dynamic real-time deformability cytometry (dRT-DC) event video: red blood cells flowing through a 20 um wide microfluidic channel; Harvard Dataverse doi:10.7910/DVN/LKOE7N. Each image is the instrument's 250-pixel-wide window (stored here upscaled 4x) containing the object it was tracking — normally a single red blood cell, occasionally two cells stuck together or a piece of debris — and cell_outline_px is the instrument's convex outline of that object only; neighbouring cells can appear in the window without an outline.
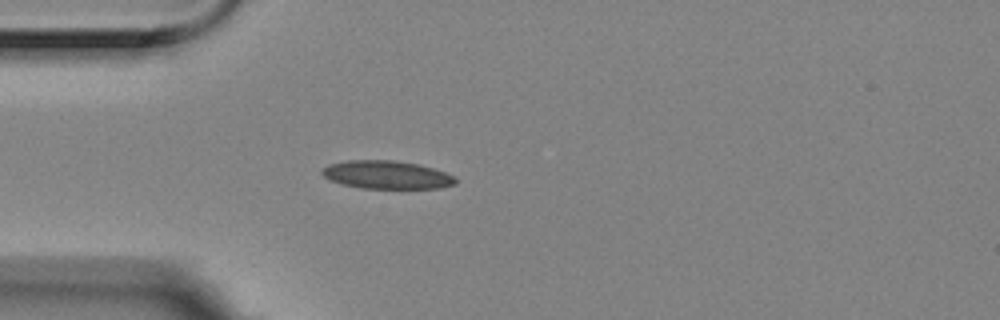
{"species": "Egyptian fruit bat (a non-hibernating species)", "species_latin": "Rousettus aegyptiacus", "temperature_condition": "room temperature", "stored_images_in_passage": 1, "camera_frame_rate_fps": 3000, "um_per_image_px": 0.085, "animal": {"sex": "female"}, "frame": {"image": 1, "passage_image": 1, "time_ms": 0.0, "image_size_px": [1000, 320], "cell_outline_px": [[456, 184], [440, 188], [360, 188], [340, 184], [324, 176], [320, 172], [328, 164], [348, 160], [392, 160], [420, 164], [444, 172], [452, 176], [456, 180]], "centroid_in_image_um": [32.85, 14.85], "position_along_channel_um": 52.2, "area_um2": 21.79}}